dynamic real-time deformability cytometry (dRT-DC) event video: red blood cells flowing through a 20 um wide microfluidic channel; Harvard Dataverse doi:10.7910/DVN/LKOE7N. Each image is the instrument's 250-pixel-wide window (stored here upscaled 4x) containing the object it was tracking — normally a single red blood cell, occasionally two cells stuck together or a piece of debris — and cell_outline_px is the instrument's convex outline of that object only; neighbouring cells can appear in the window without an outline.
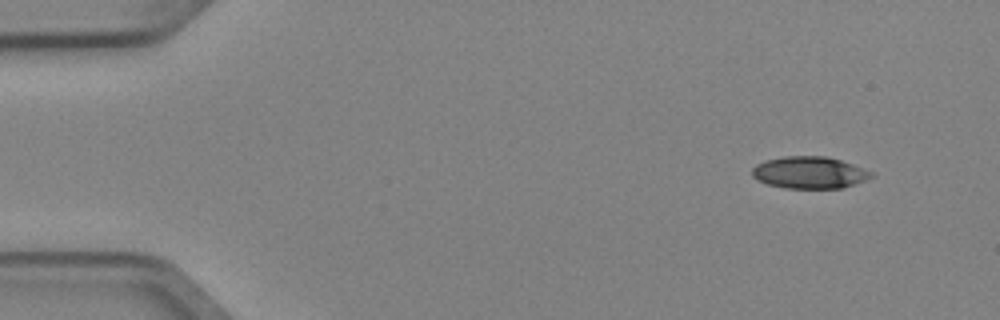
{"species": "Egyptian fruit bat (a non-hibernating species)", "species_latin": "Rousettus aegyptiacus", "temperature_condition": "cold", "stored_images_in_passage": 3, "camera_frame_rate_fps": 3000, "um_per_image_px": 0.085, "animal": {"sex": "female"}, "frame": {"image": 1, "passage_image": 1, "time_ms": 0.0, "image_size_px": [1000, 320], "cell_outline_px": [[876, 176], [844, 188], [784, 188], [768, 184], [752, 176], [752, 168], [756, 164], [764, 160], [784, 156], [824, 156], [840, 160], [852, 164], [872, 172]], "centroid_in_image_um": [68.81, 14.66], "position_along_channel_um": 16.2, "area_um2": 22.2}}
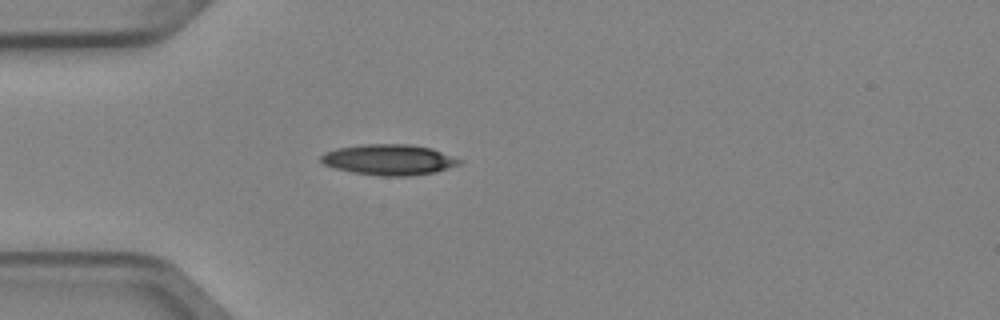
{"frame": {"image": 2, "passage_image": 3, "time_ms": 0.667, "image_size_px": [1000, 320], "cell_outline_px": [[464, 160], [460, 164], [436, 172], [412, 176], [380, 176], [352, 172], [336, 168], [324, 164], [320, 160], [320, 156], [324, 152], [336, 148], [364, 144], [408, 144], [432, 148]], "centroid_in_image_um": [33.09, 13.57], "position_along_channel_um": 51.9, "area_um2": 24.91}}